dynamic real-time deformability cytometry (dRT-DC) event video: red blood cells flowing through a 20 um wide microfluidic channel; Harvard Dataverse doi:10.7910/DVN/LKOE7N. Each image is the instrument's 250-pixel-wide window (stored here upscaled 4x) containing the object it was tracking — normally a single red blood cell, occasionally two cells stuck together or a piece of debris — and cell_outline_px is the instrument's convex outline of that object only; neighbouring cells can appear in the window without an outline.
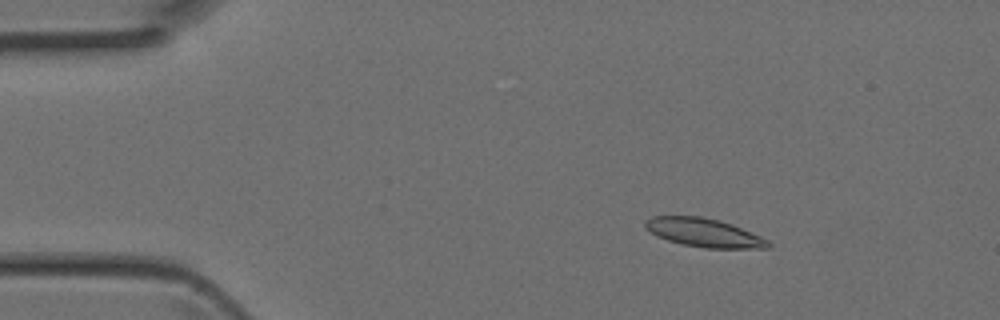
{"species": "Egyptian fruit bat (a non-hibernating species)", "species_latin": "Rousettus aegyptiacus", "temperature_condition": "room temperature", "stored_images_in_passage": 4, "camera_frame_rate_fps": 3000, "um_per_image_px": 0.085, "animal": {"sex": "female"}, "frame": {"image": 1, "passage_image": 2, "time_ms": 0.333, "image_size_px": [1000, 320], "cell_outline_px": [[772, 244], [768, 248], [704, 248], [680, 244], [656, 236], [644, 224], [644, 220], [652, 216], [700, 216], [720, 220], [732, 224], [760, 236], [768, 240]], "centroid_in_image_um": [59.84, 19.77], "position_along_channel_um": 25.2, "area_um2": 20.46}}
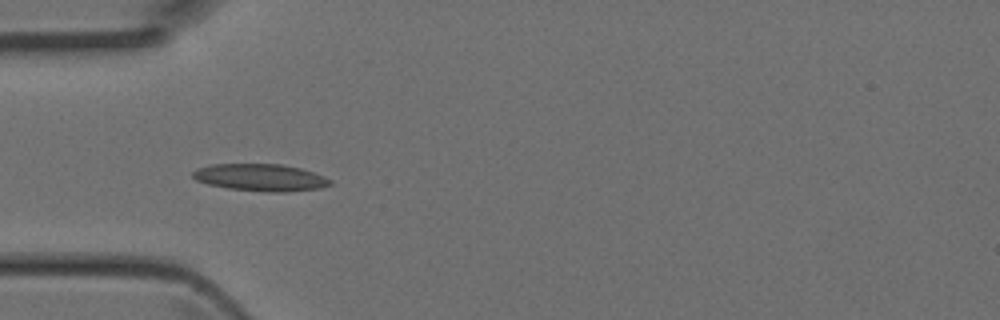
{"frame": {"image": 2, "passage_image": 4, "time_ms": 1.0, "image_size_px": [1000, 320], "cell_outline_px": [[332, 184], [320, 188], [284, 192], [268, 192], [228, 188], [208, 184], [196, 180], [192, 176], [192, 172], [196, 168], [212, 164], [280, 164], [300, 168], [324, 176], [332, 180]], "centroid_in_image_um": [22.13, 15.08], "position_along_channel_um": 62.9, "area_um2": 21.68}}